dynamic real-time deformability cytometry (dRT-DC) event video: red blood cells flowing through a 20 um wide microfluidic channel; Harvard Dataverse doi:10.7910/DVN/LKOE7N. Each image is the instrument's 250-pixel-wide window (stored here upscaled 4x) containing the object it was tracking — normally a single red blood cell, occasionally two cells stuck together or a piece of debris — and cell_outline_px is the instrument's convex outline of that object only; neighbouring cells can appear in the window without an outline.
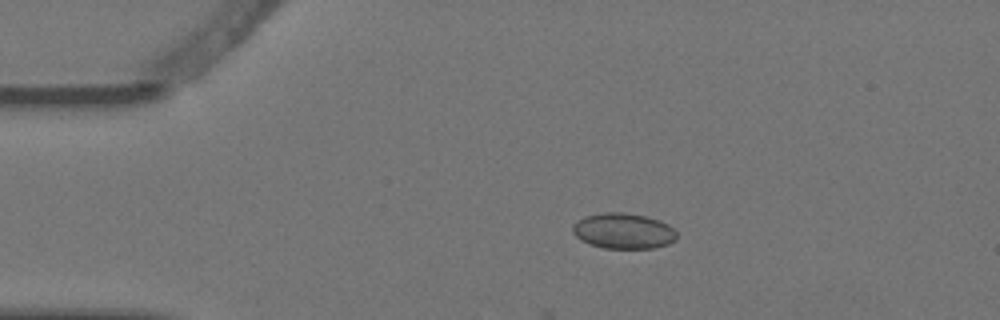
{"species": "Egyptian fruit bat (a non-hibernating species)", "species_latin": "Rousettus aegyptiacus", "temperature_condition": "warm", "stored_images_in_passage": 4, "camera_frame_rate_fps": 3000, "um_per_image_px": 0.085, "animal": {"sex": "female"}, "frame": {"image": 1, "passage_image": 2, "time_ms": 0.333, "image_size_px": [1000, 320], "cell_outline_px": [[676, 240], [668, 244], [652, 248], [604, 248], [580, 240], [572, 232], [572, 224], [584, 216], [604, 212], [624, 212], [644, 216], [660, 220], [668, 224], [676, 232]], "centroid_in_image_um": [52.97, 19.62], "position_along_channel_um": 32.0, "area_um2": 21.62}}
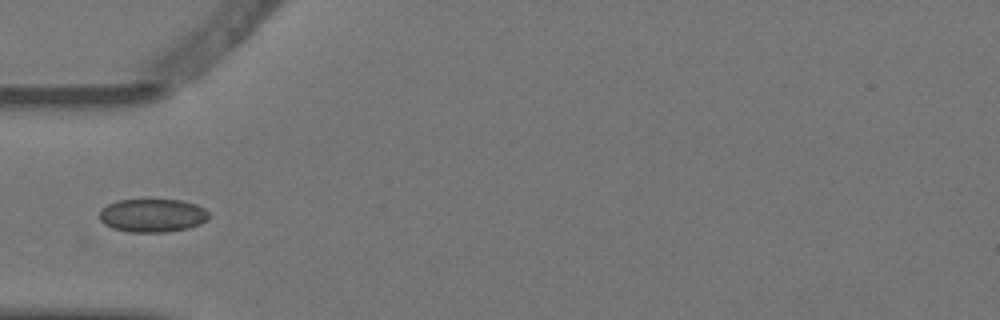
{"frame": {"image": 2, "passage_image": 4, "time_ms": 1.0, "image_size_px": [1000, 320], "cell_outline_px": [[208, 220], [200, 224], [188, 228], [168, 232], [128, 232], [112, 228], [104, 224], [100, 220], [100, 212], [108, 204], [120, 200], [180, 200], [196, 204], [204, 208], [208, 212]], "centroid_in_image_um": [12.98, 18.32], "position_along_channel_um": 72.0, "area_um2": 21.21}}